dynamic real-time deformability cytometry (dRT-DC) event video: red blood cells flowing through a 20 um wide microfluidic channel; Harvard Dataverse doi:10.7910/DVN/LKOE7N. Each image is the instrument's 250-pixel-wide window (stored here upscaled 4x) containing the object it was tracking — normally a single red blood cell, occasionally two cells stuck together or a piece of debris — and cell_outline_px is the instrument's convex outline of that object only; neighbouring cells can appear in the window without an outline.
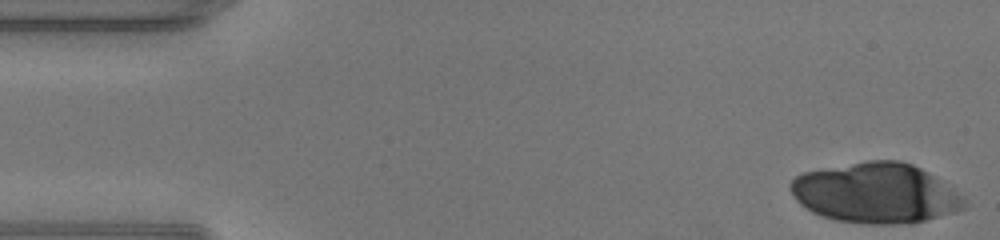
{"species": "human", "species_latin": "Homo sapiens", "temperature_condition": "warm", "stored_images_in_passage": 38, "camera_frame_rate_fps": 3000, "um_per_image_px": 0.085, "donor": {"sex": "male"}, "frame": {"image": 1, "passage_image": 1, "time_ms": 0.0, "image_size_px": [1000, 240], "cell_outline_px": [[968, 208], [956, 212], [912, 224], [868, 224], [836, 220], [812, 212], [800, 204], [796, 200], [788, 188], [788, 184], [796, 176], [804, 172], [868, 160], [900, 160], [912, 164], [928, 172], [964, 196]], "centroid_in_image_um": [74.47, 16.42], "position_along_channel_um": 10.5, "area_um2": 61.21}}